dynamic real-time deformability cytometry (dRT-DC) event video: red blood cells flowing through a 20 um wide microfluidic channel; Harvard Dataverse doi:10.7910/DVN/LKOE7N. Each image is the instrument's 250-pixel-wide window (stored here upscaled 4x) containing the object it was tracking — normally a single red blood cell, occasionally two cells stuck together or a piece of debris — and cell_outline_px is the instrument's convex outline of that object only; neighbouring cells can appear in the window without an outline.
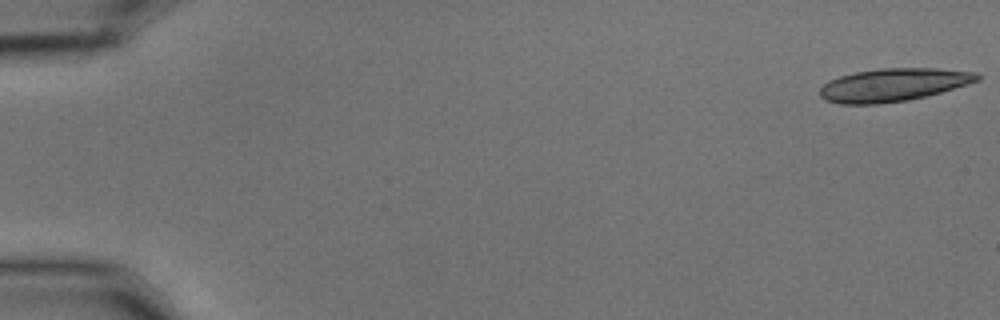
{"species": "common noctule bat (a hibernating species)", "species_latin": "Nyctalus noctula", "temperature_condition": "cold", "stored_images_in_passage": 21, "camera_frame_rate_fps": 3000, "um_per_image_px": 0.085, "animal": {"sex": "male", "body_mass_g": 15.6}, "frame": {"image": 1, "passage_image": 1, "time_ms": 0.0, "image_size_px": [1000, 320], "cell_outline_px": [[980, 80], [968, 84], [940, 92], [908, 100], [880, 104], [840, 104], [824, 100], [820, 96], [820, 88], [828, 80], [840, 76], [856, 72], [880, 68], [936, 68], [976, 72], [980, 76]], "centroid_in_image_um": [75.91, 7.21], "position_along_channel_um": 9.1, "area_um2": 30.23}}